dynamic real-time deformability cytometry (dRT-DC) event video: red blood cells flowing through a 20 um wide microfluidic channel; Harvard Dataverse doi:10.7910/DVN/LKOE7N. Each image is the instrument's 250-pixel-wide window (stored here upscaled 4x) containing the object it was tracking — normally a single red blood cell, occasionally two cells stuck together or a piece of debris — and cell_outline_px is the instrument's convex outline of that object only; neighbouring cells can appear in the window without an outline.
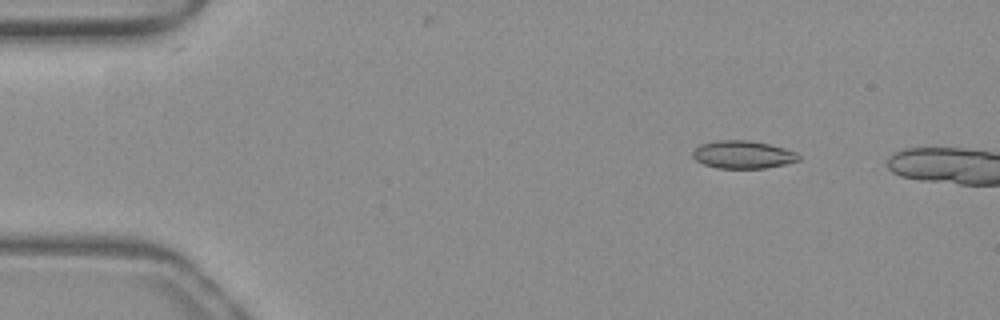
{"species": "common noctule bat (a hibernating species)", "species_latin": "Nyctalus noctula", "temperature_condition": "warm", "stored_images_in_passage": 8, "camera_frame_rate_fps": 3000, "um_per_image_px": 0.085, "animal": {"sex": "female", "body_mass_g": 19.3, "forearm_length_mm": 54.1}, "frame": {"image": 1, "passage_image": 1, "time_ms": 0.0, "image_size_px": [1000, 320], "cell_outline_px": [[800, 160], [784, 164], [764, 168], [716, 168], [704, 164], [696, 160], [692, 156], [692, 152], [700, 144], [716, 140], [752, 140], [784, 148], [796, 152], [800, 156]], "centroid_in_image_um": [63.13, 13.13], "position_along_channel_um": 21.9, "area_um2": 17.17}}